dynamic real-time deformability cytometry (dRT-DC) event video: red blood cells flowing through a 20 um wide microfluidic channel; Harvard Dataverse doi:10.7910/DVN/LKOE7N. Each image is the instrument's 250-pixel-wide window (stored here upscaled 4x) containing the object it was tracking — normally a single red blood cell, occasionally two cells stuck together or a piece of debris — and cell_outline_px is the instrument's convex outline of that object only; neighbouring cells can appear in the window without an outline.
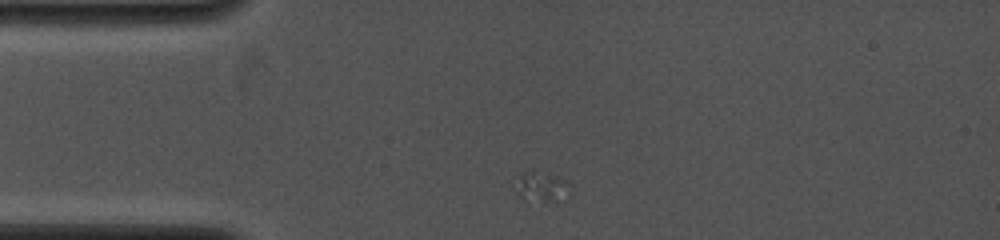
{"species": "common noctule bat (a hibernating species)", "species_latin": "Nyctalus noctula", "temperature_condition": "cold", "stored_images_in_passage": 1, "camera_frame_rate_fps": 4000, "um_per_image_px": 0.085, "animal": {"sex": "female", "body_mass_g": 19.0, "forearm_length_mm": 53.3}, "frame": {"image": 1, "passage_image": 1, "time_ms": 0.0, "image_size_px": [1000, 240], "cell_outline_px": [[568, 200], [524, 204], [512, 188], [520, 176], [532, 168], [564, 180], [568, 196]], "centroid_in_image_um": [45.9, 15.96], "position_along_channel_um": 39.1, "area_um2": 10.12}}